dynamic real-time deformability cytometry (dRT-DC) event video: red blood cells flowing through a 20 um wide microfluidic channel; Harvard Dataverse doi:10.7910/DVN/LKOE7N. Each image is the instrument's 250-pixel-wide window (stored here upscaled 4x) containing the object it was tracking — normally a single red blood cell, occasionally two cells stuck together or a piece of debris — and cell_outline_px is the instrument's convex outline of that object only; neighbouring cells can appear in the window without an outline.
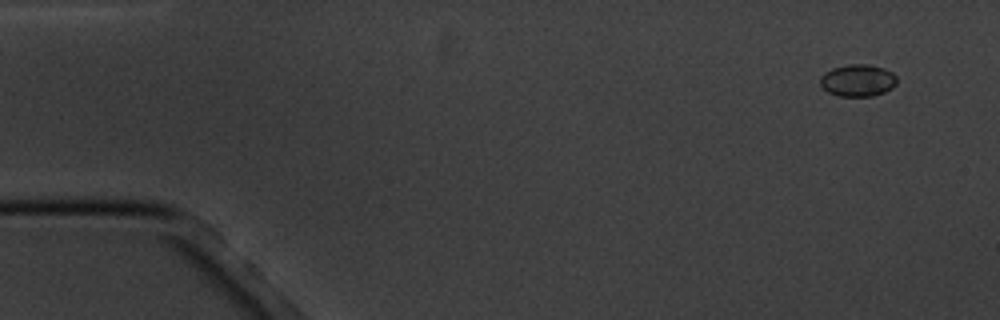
{"species": "common noctule bat (a hibernating species)", "species_latin": "Nyctalus noctula", "temperature_condition": "cold", "stored_images_in_passage": 7, "camera_frame_rate_fps": 3000, "um_per_image_px": 0.085, "animal": {"sex": "male", "body_mass_g": 20.1, "forearm_length_mm": 53.5}, "frame": {"image": 1, "passage_image": 2, "time_ms": 1.0, "image_size_px": [1000, 320], "cell_outline_px": [[896, 84], [892, 88], [884, 92], [872, 96], [840, 96], [828, 92], [820, 84], [820, 76], [824, 72], [832, 68], [848, 64], [868, 64], [884, 68], [892, 72], [896, 76]], "centroid_in_image_um": [72.9, 6.82], "position_along_channel_um": 12.1, "area_um2": 14.39}}
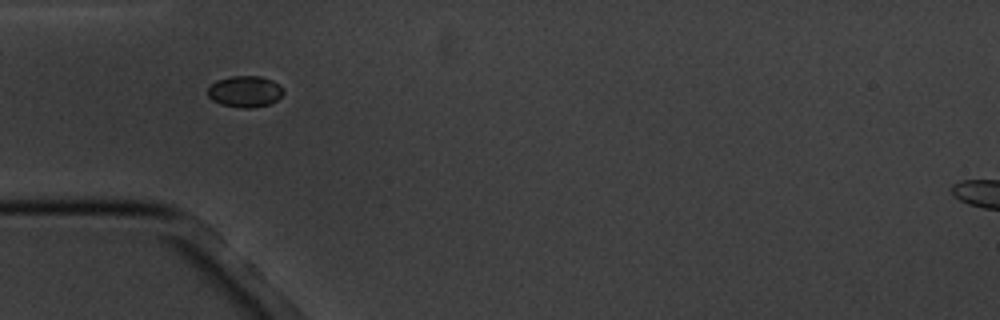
{"frame": {"image": 2, "passage_image": 6, "time_ms": 5.667, "image_size_px": [1000, 320], "cell_outline_px": [[284, 92], [276, 100], [268, 104], [252, 108], [240, 108], [220, 104], [212, 100], [208, 96], [208, 88], [216, 80], [232, 76], [260, 76], [272, 80], [280, 84], [284, 88]], "centroid_in_image_um": [20.83, 7.77], "position_along_channel_um": 64.2, "area_um2": 13.87}}
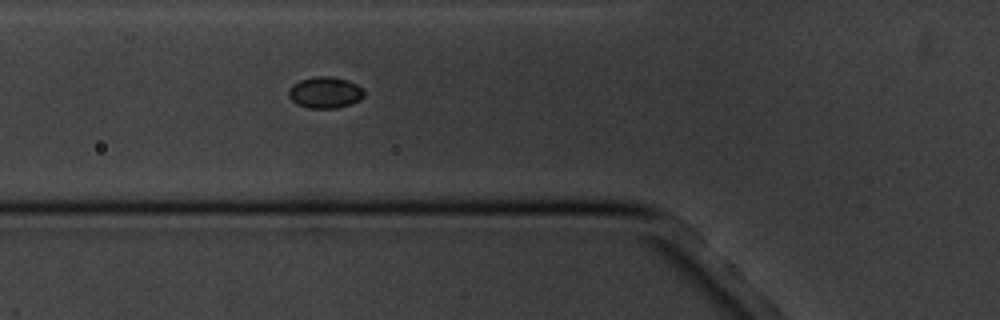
{"frame": {"image": 3, "passage_image": 7, "time_ms": 6.667, "image_size_px": [1000, 320], "cell_outline_px": [[364, 96], [360, 100], [352, 104], [336, 108], [308, 108], [296, 104], [288, 96], [288, 88], [292, 84], [300, 80], [316, 76], [332, 76], [348, 80], [364, 88]], "centroid_in_image_um": [27.64, 7.86], "position_along_channel_um": 98.2, "area_um2": 14.05}}